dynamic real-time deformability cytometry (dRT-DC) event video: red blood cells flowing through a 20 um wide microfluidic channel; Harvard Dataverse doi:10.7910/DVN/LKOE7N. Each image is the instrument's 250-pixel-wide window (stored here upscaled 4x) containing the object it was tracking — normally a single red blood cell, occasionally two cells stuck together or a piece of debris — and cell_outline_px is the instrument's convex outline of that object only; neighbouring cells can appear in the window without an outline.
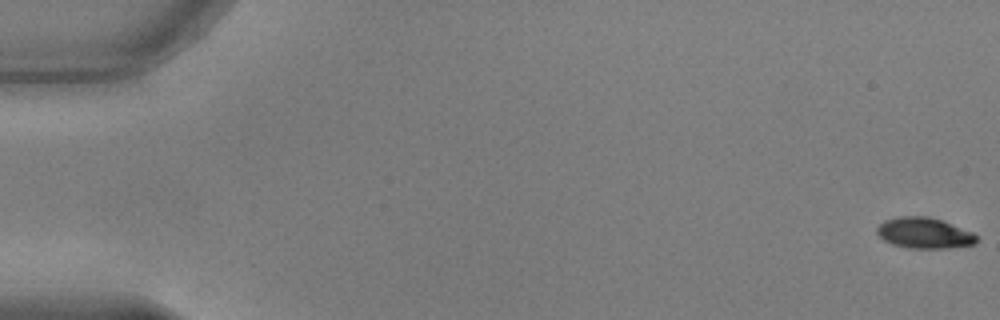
{"species": "common noctule bat (a hibernating species)", "species_latin": "Nyctalus noctula", "temperature_condition": "warm", "stored_images_in_passage": 54, "camera_frame_rate_fps": 3000, "um_per_image_px": 0.085, "animal": {"sex": "male", "body_mass_g": 17.9, "forearm_length_mm": 54.2}, "frame": {"image": 1, "passage_image": 1, "time_ms": 0.0, "image_size_px": [1000, 320], "cell_outline_px": [[976, 244], [948, 248], [908, 248], [892, 244], [884, 240], [876, 232], [876, 228], [884, 220], [900, 216], [928, 216], [940, 220], [972, 232], [976, 236]], "centroid_in_image_um": [78.53, 19.81], "position_along_channel_um": 6.5, "area_um2": 17.74}}
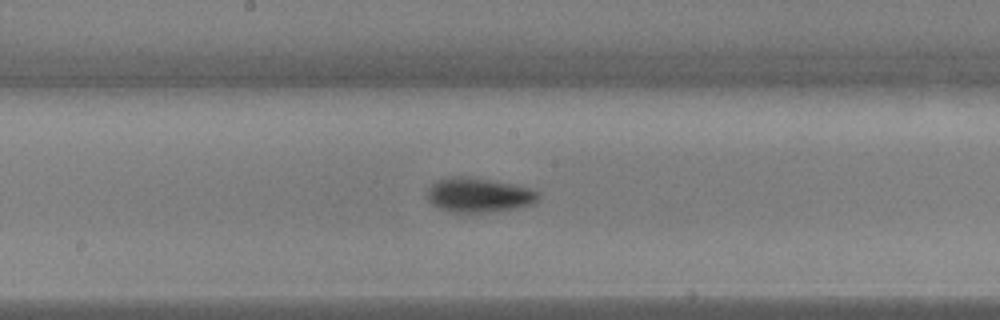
{"frame": {"image": 2, "passage_image": 29, "time_ms": 9.333, "image_size_px": [1000, 320], "cell_outline_px": [[540, 196], [536, 204], [520, 208], [488, 212], [444, 212], [432, 204], [428, 200], [428, 188], [436, 180], [452, 176], [464, 176], [512, 184], [528, 188], [540, 192]], "centroid_in_image_um": [40.71, 16.6], "position_along_channel_um": 207.5, "area_um2": 22.54}}
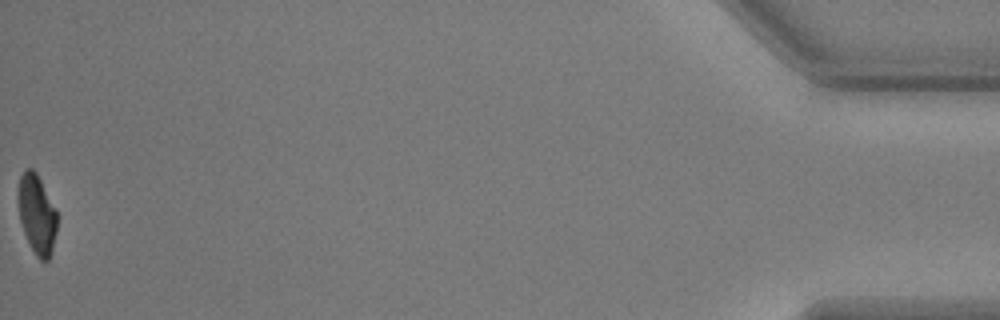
{"frame": {"image": 3, "passage_image": 54, "time_ms": 17.667, "image_size_px": [1000, 320], "cell_outline_px": [[56, 232], [52, 252], [48, 260], [40, 260], [36, 256], [24, 232], [20, 220], [16, 200], [16, 196], [20, 176], [24, 168], [32, 168], [36, 172], [56, 212]], "centroid_in_image_um": [3.09, 18.19], "position_along_channel_um": 432.1, "area_um2": 17.92}, "authors_computed_cell_mechanics": {"area_um2": 20.0277, "velocity_mm_per_s": 3.828, "shape_relaxation_time_tau1_ms": 2.4799, "shape_relaxation_time_tau2_ms": 3.8127, "deformation_change_tau1": 0.1359, "deformation_change_tau2": 0.0691}}